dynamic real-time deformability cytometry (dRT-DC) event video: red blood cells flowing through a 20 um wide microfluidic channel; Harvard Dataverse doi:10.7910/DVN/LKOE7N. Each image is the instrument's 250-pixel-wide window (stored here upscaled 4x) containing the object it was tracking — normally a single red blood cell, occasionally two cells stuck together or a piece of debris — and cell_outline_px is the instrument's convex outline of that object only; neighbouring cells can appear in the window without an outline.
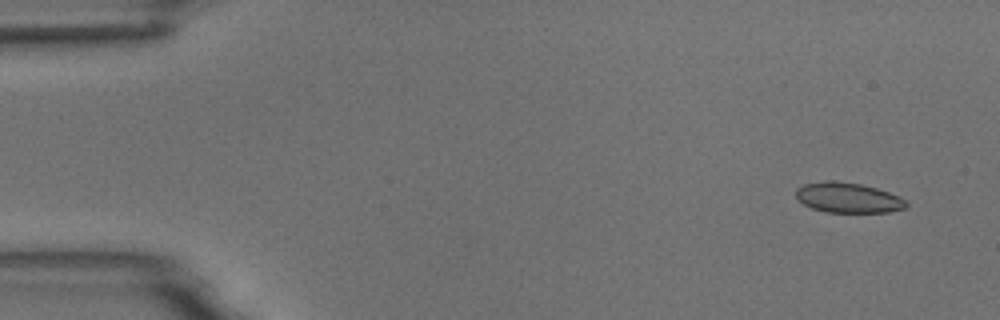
{"species": "common noctule bat (a hibernating species)", "species_latin": "Nyctalus noctula", "temperature_condition": "room temperature", "stored_images_in_passage": 8, "camera_frame_rate_fps": 3000, "um_per_image_px": 0.085, "animal": {"sex": "male", "body_mass_g": 18.8}, "frame": {"image": 1, "passage_image": 1, "time_ms": 0.0, "image_size_px": [1000, 320], "cell_outline_px": [[908, 204], [904, 208], [888, 212], [824, 212], [812, 208], [804, 204], [796, 196], [796, 188], [804, 184], [824, 180], [832, 180], [860, 184], [876, 188], [900, 196]], "centroid_in_image_um": [72.06, 16.8], "position_along_channel_um": 12.9, "area_um2": 19.31}}
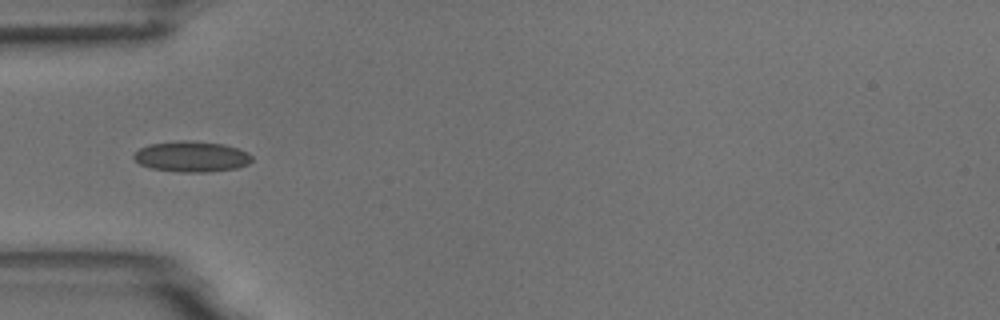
{"frame": {"image": 2, "passage_image": 5, "time_ms": 4.667, "image_size_px": [1000, 320], "cell_outline_px": [[252, 160], [248, 164], [236, 168], [204, 172], [180, 172], [152, 168], [140, 164], [132, 156], [140, 148], [148, 144], [180, 140], [192, 140], [224, 144], [248, 152], [252, 156]], "centroid_in_image_um": [16.29, 13.29], "position_along_channel_um": 68.7, "area_um2": 21.1}}